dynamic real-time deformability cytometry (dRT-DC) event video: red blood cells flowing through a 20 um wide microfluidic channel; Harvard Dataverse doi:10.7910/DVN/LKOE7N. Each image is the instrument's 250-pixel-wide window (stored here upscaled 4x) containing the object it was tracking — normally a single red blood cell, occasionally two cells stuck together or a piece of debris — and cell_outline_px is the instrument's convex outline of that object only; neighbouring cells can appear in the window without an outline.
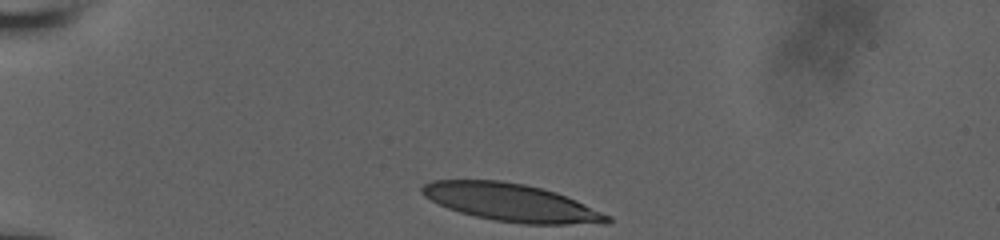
{"species": "human", "species_latin": "Homo sapiens", "temperature_condition": "room temperature", "stored_images_in_passage": 35, "camera_frame_rate_fps": 3000, "um_per_image_px": 0.085, "donor": {"sex": "male"}, "frame": {"image": 1, "passage_image": 1, "time_ms": 0.0, "image_size_px": [1000, 240], "cell_outline_px": [[612, 220], [608, 224], [524, 224], [492, 220], [460, 212], [448, 208], [424, 196], [420, 192], [420, 188], [424, 184], [432, 180], [500, 180], [524, 184], [556, 192], [576, 200], [612, 216]], "centroid_in_image_um": [43.5, 17.22], "position_along_channel_um": 41.5, "area_um2": 40.69}}
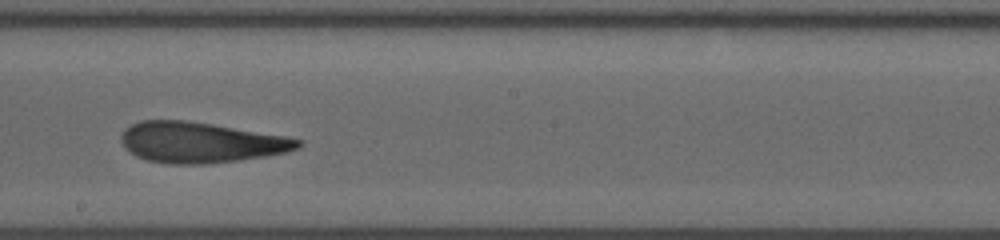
{"frame": {"image": 2, "passage_image": 20, "time_ms": 6.333, "image_size_px": [1000, 240], "cell_outline_px": [[304, 144], [288, 152], [240, 160], [208, 164], [168, 164], [148, 160], [136, 156], [124, 148], [120, 140], [120, 136], [124, 128], [140, 120], [184, 120], [212, 124], [284, 136], [304, 140]], "centroid_in_image_um": [17.02, 12.11], "position_along_channel_um": 231.2, "area_um2": 41.96}}
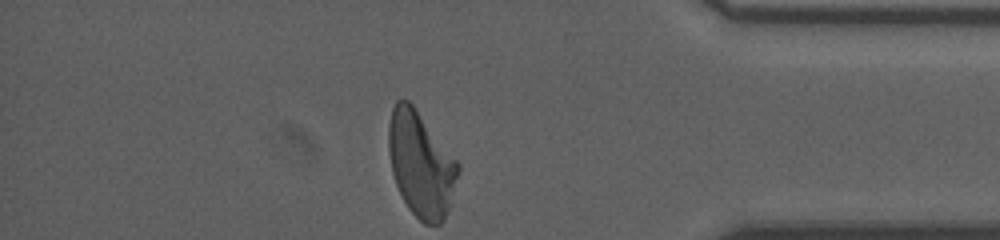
{"frame": {"image": 3, "passage_image": 35, "time_ms": 11.333, "image_size_px": [1000, 240], "cell_outline_px": [[460, 172], [444, 220], [440, 224], [424, 224], [408, 208], [396, 184], [392, 172], [388, 152], [388, 124], [392, 108], [396, 100], [408, 100], [412, 104], [460, 164]], "centroid_in_image_um": [35.76, 13.96], "position_along_channel_um": 399.4, "area_um2": 42.31}, "authors_computed_cell_mechanics": {"area_um2": 41.905, "velocity_mm_per_s": 3.8217, "shape_relaxation_time_tau1_ms": 8.8463, "shape_relaxation_time_tau2_ms": 2.3578, "deformation_change_tau1": 0.2518, "deformation_change_tau2": 0.1236}}